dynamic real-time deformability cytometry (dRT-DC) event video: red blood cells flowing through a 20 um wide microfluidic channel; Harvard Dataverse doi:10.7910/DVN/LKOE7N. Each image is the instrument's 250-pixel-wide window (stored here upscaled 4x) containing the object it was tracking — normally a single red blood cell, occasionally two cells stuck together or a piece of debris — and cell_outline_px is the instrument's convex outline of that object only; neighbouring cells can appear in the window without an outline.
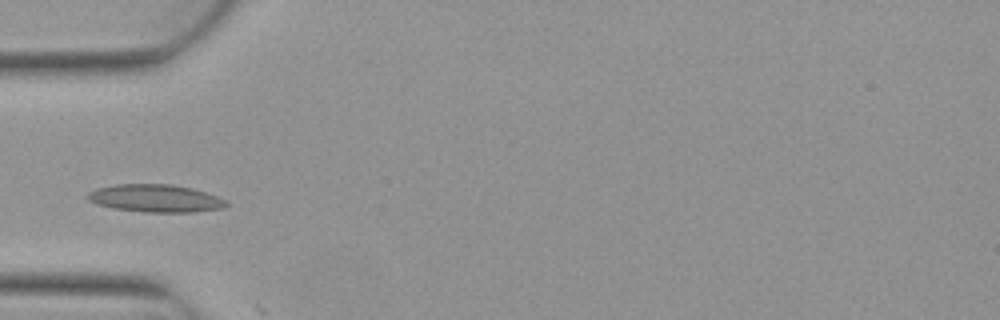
{"species": "Egyptian fruit bat (a non-hibernating species)", "species_latin": "Rousettus aegyptiacus", "temperature_condition": "warm", "stored_images_in_passage": 2, "camera_frame_rate_fps": 3000, "um_per_image_px": 0.085, "animal": {"sex": "female"}, "frame": {"image": 1, "passage_image": 2, "time_ms": 0.333, "image_size_px": [1000, 320], "cell_outline_px": [[228, 204], [224, 208], [192, 212], [144, 212], [112, 208], [96, 204], [88, 200], [88, 192], [96, 188], [116, 184], [172, 184], [192, 188], [228, 200]], "centroid_in_image_um": [13.21, 16.86], "position_along_channel_um": 71.8, "area_um2": 22.43}}